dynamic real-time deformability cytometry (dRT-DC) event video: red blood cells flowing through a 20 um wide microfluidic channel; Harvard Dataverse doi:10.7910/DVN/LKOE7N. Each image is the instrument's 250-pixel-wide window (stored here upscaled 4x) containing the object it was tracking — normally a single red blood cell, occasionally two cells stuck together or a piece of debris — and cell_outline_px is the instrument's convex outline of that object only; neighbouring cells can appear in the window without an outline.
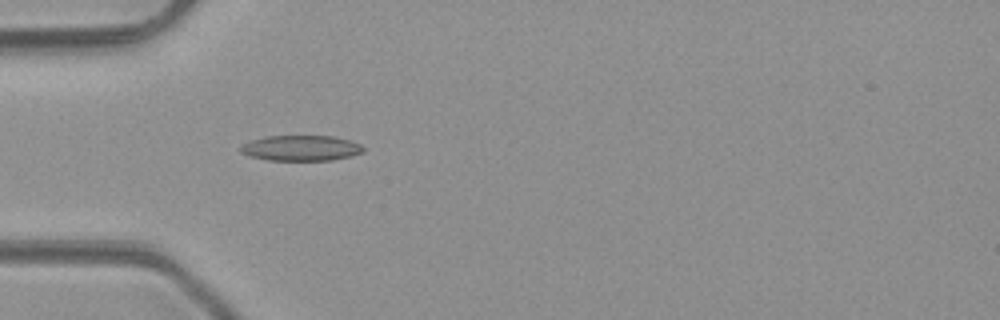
{"species": "common noctule bat (a hibernating species)", "species_latin": "Nyctalus noctula", "temperature_condition": "room temperature", "stored_images_in_passage": 3, "camera_frame_rate_fps": 3000, "um_per_image_px": 0.085, "animal": {"sex": "male", "body_mass_g": 23.1, "forearm_length_mm": 52.7}, "frame": {"image": 1, "passage_image": 3, "time_ms": 2.333, "image_size_px": [1000, 320], "cell_outline_px": [[364, 152], [352, 156], [332, 160], [268, 160], [248, 156], [240, 152], [240, 144], [264, 136], [332, 136], [348, 140], [360, 144], [364, 148]], "centroid_in_image_um": [25.56, 12.59], "position_along_channel_um": 59.4, "area_um2": 18.32}}